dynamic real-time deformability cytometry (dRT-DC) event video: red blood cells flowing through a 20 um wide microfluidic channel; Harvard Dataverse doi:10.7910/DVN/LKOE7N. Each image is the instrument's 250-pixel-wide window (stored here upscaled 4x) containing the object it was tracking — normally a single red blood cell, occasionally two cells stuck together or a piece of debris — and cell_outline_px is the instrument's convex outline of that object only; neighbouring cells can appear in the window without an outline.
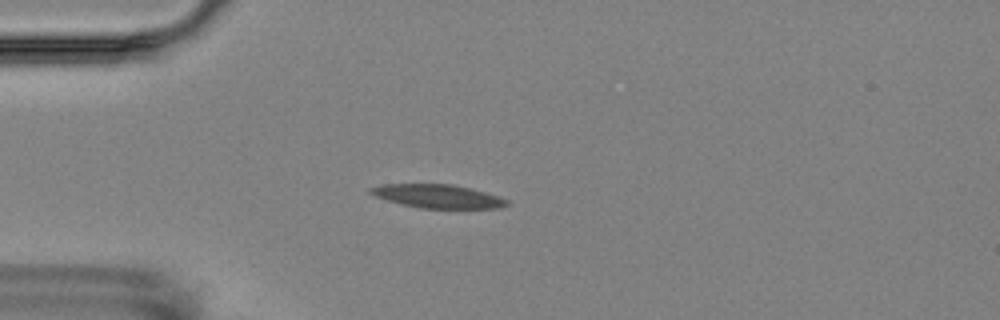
{"species": "Egyptian fruit bat (a non-hibernating species)", "species_latin": "Rousettus aegyptiacus", "temperature_condition": "room temperature", "stored_images_in_passage": 3, "camera_frame_rate_fps": 3000, "um_per_image_px": 0.085, "animal": {"sex": "female"}, "frame": {"image": 1, "passage_image": 3, "time_ms": 2.333, "image_size_px": [1000, 320], "cell_outline_px": [[512, 204], [500, 208], [420, 208], [400, 204], [376, 196], [368, 192], [368, 188], [384, 184], [452, 184], [472, 188], [508, 200]], "centroid_in_image_um": [37.22, 16.68], "position_along_channel_um": 47.8, "area_um2": 18.67}}